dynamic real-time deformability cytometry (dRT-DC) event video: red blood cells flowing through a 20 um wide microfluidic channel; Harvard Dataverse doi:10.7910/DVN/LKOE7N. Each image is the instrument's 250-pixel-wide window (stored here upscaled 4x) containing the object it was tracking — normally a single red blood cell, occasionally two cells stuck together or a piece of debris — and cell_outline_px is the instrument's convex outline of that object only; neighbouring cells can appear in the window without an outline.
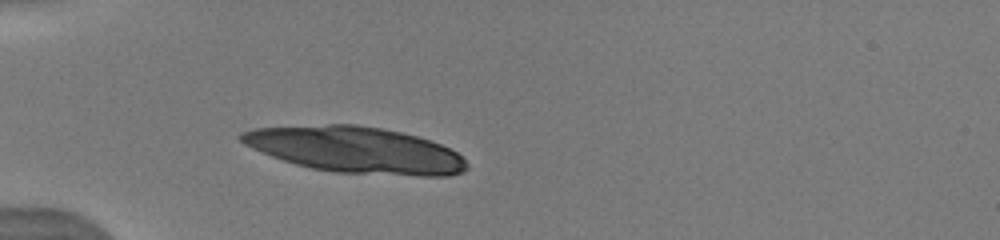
{"species": "human", "species_latin": "Homo sapiens", "temperature_condition": "warm", "stored_images_in_passage": 3, "camera_frame_rate_fps": 3000, "um_per_image_px": 0.085, "donor": {"sex": "male"}, "frame": {"image": 1, "passage_image": 3, "time_ms": 2.333, "image_size_px": [1000, 240], "cell_outline_px": [[468, 168], [464, 172], [448, 176], [420, 176], [336, 172], [312, 168], [296, 164], [272, 156], [252, 148], [244, 144], [236, 136], [240, 132], [256, 128], [328, 124], [356, 124], [380, 128], [400, 132], [416, 136], [440, 144], [456, 152], [468, 164]], "centroid_in_image_um": [30.22, 12.74], "position_along_channel_um": 54.8, "area_um2": 60.4}}